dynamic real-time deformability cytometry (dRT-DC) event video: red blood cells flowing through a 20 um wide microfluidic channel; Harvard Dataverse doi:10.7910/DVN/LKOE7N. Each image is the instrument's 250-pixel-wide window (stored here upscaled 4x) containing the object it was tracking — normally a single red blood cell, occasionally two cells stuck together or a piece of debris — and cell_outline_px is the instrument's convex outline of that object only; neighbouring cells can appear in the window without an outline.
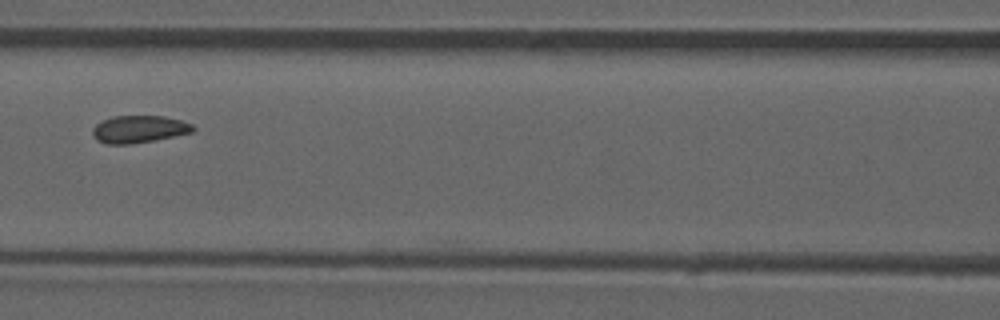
{"species": "common noctule bat (a hibernating species)", "species_latin": "Nyctalus noctula", "temperature_condition": "room temperature", "stored_images_in_passage": 39, "camera_frame_rate_fps": 3000, "um_per_image_px": 0.085, "animal": {"sex": "male", "forearm_length_mm": 52.5}, "frame": {"image": 1, "passage_image": 14, "time_ms": 4.333, "image_size_px": [1000, 320], "cell_outline_px": [[196, 128], [192, 132], [152, 140], [128, 144], [104, 144], [96, 140], [92, 136], [92, 128], [96, 124], [112, 116], [164, 116], [180, 120], [192, 124]], "centroid_in_image_um": [11.77, 10.98], "position_along_channel_um": 154.8, "area_um2": 15.9}}